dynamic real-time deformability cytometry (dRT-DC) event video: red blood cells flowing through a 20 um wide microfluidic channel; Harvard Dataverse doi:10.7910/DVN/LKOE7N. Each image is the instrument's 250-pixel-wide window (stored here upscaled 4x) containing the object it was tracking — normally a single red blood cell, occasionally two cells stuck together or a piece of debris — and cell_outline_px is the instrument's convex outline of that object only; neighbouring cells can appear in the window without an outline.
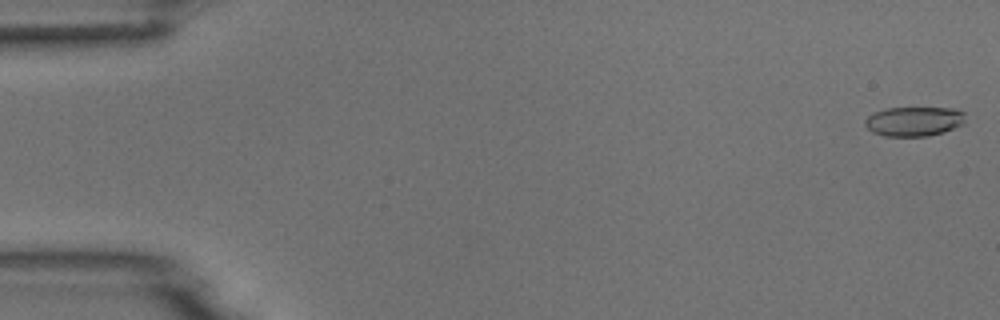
{"species": "common noctule bat (a hibernating species)", "species_latin": "Nyctalus noctula", "temperature_condition": "room temperature", "stored_images_in_passage": 6, "camera_frame_rate_fps": 3000, "um_per_image_px": 0.085, "animal": {"sex": "male", "body_mass_g": 18.8}, "frame": {"image": 1, "passage_image": 1, "time_ms": 0.0, "image_size_px": [1000, 320], "cell_outline_px": [[964, 124], [944, 132], [928, 136], [884, 136], [872, 132], [864, 124], [864, 120], [872, 112], [888, 108], [952, 108], [964, 112]], "centroid_in_image_um": [77.67, 10.32], "position_along_channel_um": 7.3, "area_um2": 17.34}}